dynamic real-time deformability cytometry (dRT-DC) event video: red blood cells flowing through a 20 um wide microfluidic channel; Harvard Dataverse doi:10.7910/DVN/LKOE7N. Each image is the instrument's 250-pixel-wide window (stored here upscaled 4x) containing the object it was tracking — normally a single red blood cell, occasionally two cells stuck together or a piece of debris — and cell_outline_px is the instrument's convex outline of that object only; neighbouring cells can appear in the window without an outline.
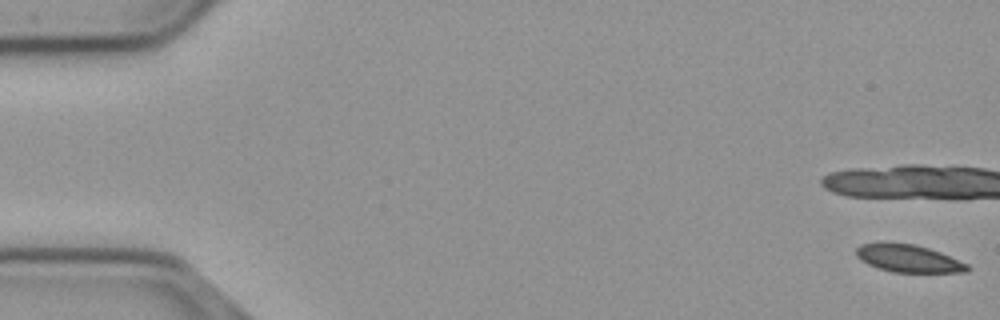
{"species": "common noctule bat (a hibernating species)", "species_latin": "Nyctalus noctula", "temperature_condition": "cold", "stored_images_in_passage": 14, "camera_frame_rate_fps": 3000, "um_per_image_px": 0.085, "animal": {"sex": "male", "body_mass_g": 23.1, "forearm_length_mm": 52.7}, "frame": {"image": 1, "passage_image": 1, "time_ms": 0.0, "image_size_px": [1000, 320], "cell_outline_px": [[968, 272], [892, 272], [868, 264], [860, 260], [856, 256], [856, 248], [860, 244], [912, 244], [928, 248], [940, 252], [968, 264]], "centroid_in_image_um": [77.22, 21.99], "position_along_channel_um": 7.8, "area_um2": 17.34}}